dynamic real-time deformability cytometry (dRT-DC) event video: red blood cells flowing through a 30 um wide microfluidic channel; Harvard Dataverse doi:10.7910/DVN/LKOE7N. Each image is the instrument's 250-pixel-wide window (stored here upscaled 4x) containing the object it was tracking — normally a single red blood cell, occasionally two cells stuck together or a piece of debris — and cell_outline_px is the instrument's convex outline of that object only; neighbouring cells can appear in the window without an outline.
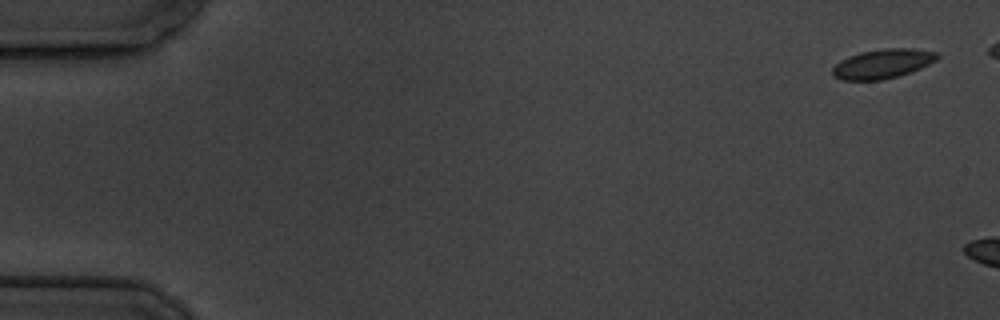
{"species": "common noctule bat (a hibernating species)", "species_latin": "Nyctalus noctula", "temperature_condition": "cold", "stored_images_in_passage": 3, "camera_frame_rate_fps": 3000, "um_per_image_px": 0.085, "animal": {"sex": "male", "body_mass_g": 19.5, "forearm_length_mm": 54.6}, "frame": {"image": 1, "passage_image": 1, "time_ms": 0.0, "image_size_px": [1000, 320], "cell_outline_px": [[940, 56], [936, 60], [920, 68], [900, 76], [880, 80], [840, 80], [832, 76], [832, 68], [840, 60], [848, 56], [860, 52], [884, 48], [912, 48], [936, 52]], "centroid_in_image_um": [74.99, 5.42], "position_along_channel_um": 10.0, "area_um2": 18.03}}